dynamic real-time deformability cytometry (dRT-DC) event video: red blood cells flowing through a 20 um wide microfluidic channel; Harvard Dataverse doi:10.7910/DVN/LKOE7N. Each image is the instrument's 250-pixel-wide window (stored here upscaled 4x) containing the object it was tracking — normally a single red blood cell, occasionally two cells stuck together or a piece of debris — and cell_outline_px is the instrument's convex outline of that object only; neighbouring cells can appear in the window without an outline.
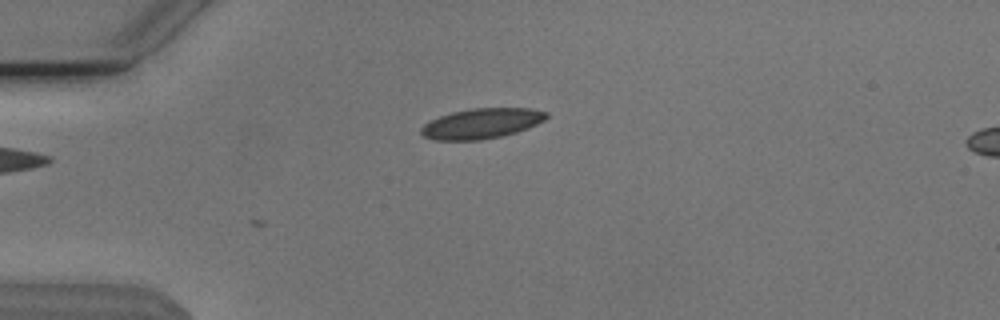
{"species": "Egyptian fruit bat (a non-hibernating species)", "species_latin": "Rousettus aegyptiacus", "temperature_condition": "cold", "stored_images_in_passage": 3, "camera_frame_rate_fps": 3000, "um_per_image_px": 0.085, "animal": {"sex": "male"}, "frame": {"image": 1, "passage_image": 3, "time_ms": 0.667, "image_size_px": [1000, 320], "cell_outline_px": [[548, 116], [544, 120], [528, 128], [516, 132], [500, 136], [480, 140], [436, 140], [424, 136], [420, 132], [420, 128], [424, 124], [440, 116], [452, 112], [472, 108], [528, 108], [548, 112]], "centroid_in_image_um": [40.93, 10.49], "position_along_channel_um": 44.1, "area_um2": 21.91}}